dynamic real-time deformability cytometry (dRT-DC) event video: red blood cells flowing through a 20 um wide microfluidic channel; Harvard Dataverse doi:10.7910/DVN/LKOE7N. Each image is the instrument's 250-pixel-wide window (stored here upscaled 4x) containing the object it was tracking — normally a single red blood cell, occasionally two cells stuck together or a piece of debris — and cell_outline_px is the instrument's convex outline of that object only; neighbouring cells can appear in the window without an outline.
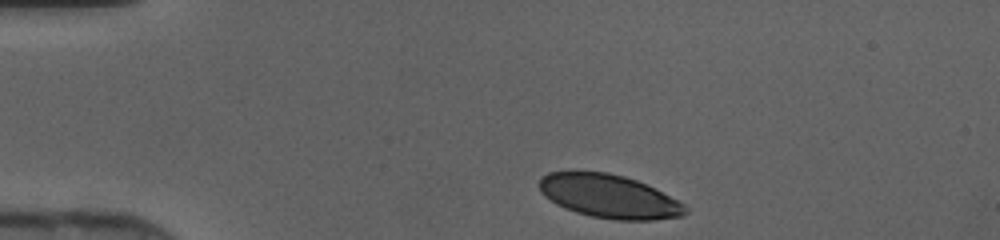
{"species": "human", "species_latin": "Homo sapiens", "temperature_condition": "cold", "stored_images_in_passage": 33, "camera_frame_rate_fps": 3000, "um_per_image_px": 0.085, "donor": {"sex": "female"}, "frame": {"image": 1, "passage_image": 1, "time_ms": 0.0, "image_size_px": [1000, 240], "cell_outline_px": [[688, 212], [684, 216], [652, 220], [616, 220], [592, 216], [576, 212], [564, 208], [556, 204], [544, 196], [540, 192], [540, 176], [548, 172], [608, 172], [624, 176], [636, 180], [684, 204], [688, 208]], "centroid_in_image_um": [51.75, 16.7], "position_along_channel_um": 33.3, "area_um2": 36.7}}
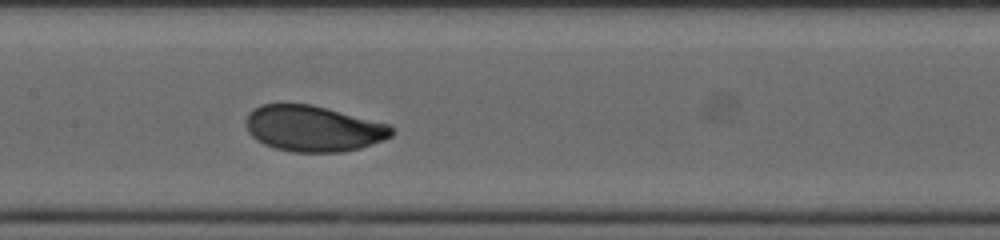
{"frame": {"image": 2, "passage_image": 15, "time_ms": 4.667, "image_size_px": [1000, 240], "cell_outline_px": [[396, 132], [392, 136], [384, 140], [360, 148], [344, 152], [292, 152], [276, 148], [264, 144], [256, 140], [248, 132], [248, 112], [260, 104], [312, 104], [388, 124]], "centroid_in_image_um": [26.65, 10.93], "position_along_channel_um": 180.7, "area_um2": 38.9}}
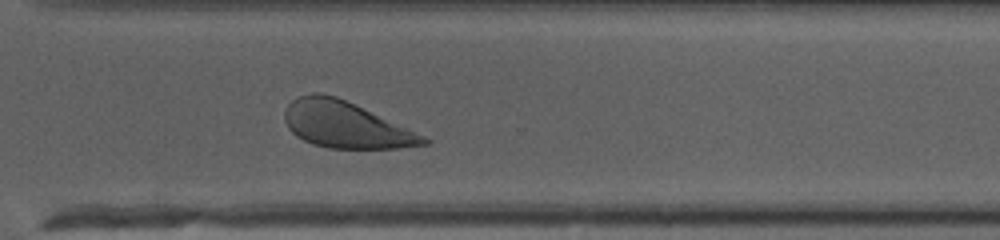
{"frame": {"image": 3, "passage_image": 26, "time_ms": 8.333, "image_size_px": [1000, 240], "cell_outline_px": [[432, 140], [428, 144], [400, 148], [328, 148], [312, 144], [296, 136], [288, 128], [284, 120], [284, 112], [288, 104], [292, 100], [300, 96], [312, 92], [320, 92], [336, 96], [424, 136]], "centroid_in_image_um": [29.32, 10.61], "position_along_channel_um": 341.3, "area_um2": 37.11}}